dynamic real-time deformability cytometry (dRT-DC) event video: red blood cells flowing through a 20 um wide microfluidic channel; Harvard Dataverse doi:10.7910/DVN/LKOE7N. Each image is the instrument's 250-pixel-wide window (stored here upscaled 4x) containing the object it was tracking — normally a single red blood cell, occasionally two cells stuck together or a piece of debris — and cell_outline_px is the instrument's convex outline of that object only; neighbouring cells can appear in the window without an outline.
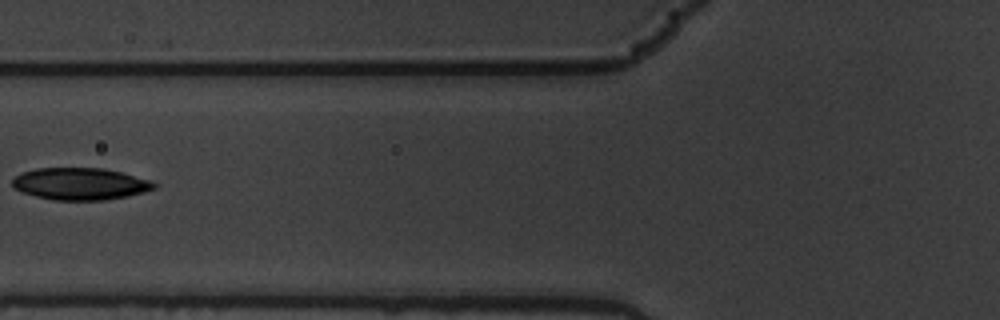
{"species": "common noctule bat (a hibernating species)", "species_latin": "Nyctalus noctula", "temperature_condition": "warm", "stored_images_in_passage": 8, "camera_frame_rate_fps": 3000, "um_per_image_px": 0.085, "animal": {"sex": "male", "body_mass_g": 19.5, "forearm_length_mm": 54.6}, "frame": {"image": 1, "passage_image": 6, "time_ms": 1.667, "image_size_px": [1000, 320], "cell_outline_px": [[156, 188], [144, 192], [128, 196], [104, 200], [52, 200], [36, 196], [24, 192], [16, 188], [12, 184], [12, 180], [20, 172], [36, 168], [104, 168], [152, 180], [156, 184]], "centroid_in_image_um": [6.84, 15.62], "position_along_channel_um": 119.0, "area_um2": 26.47}}
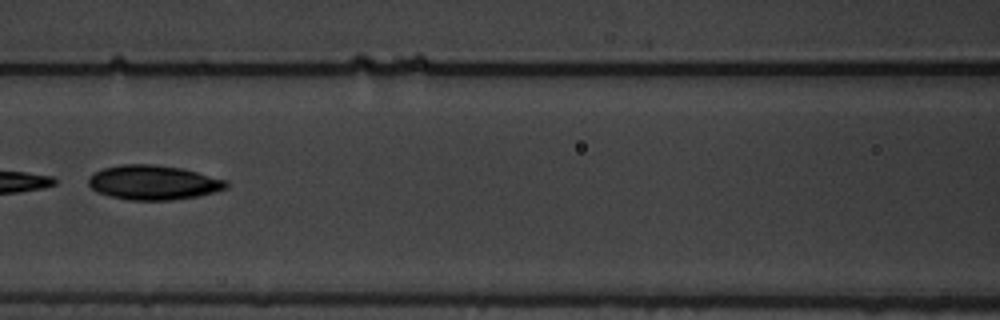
{"frame": {"image": 2, "passage_image": 7, "time_ms": 2.0, "image_size_px": [1000, 320], "cell_outline_px": [[228, 188], [200, 196], [172, 200], [128, 200], [96, 192], [88, 184], [88, 176], [92, 172], [104, 168], [120, 164], [152, 164], [184, 168], [228, 180]], "centroid_in_image_um": [13.05, 15.5], "position_along_channel_um": 153.5, "area_um2": 28.09}}
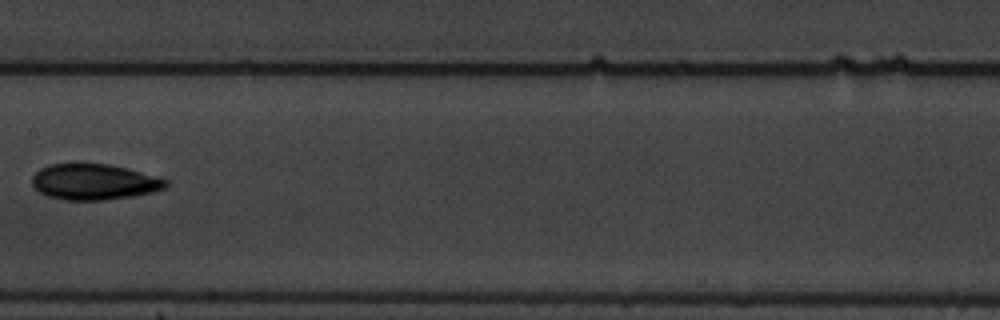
{"frame": {"image": 3, "passage_image": 8, "time_ms": 2.333, "image_size_px": [1000, 320], "cell_outline_px": [[168, 188], [152, 192], [132, 196], [104, 200], [68, 200], [48, 196], [40, 192], [32, 184], [32, 176], [40, 168], [48, 164], [108, 164], [128, 168], [168, 180]], "centroid_in_image_um": [8.01, 15.46], "position_along_channel_um": 199.4, "area_um2": 27.86}}